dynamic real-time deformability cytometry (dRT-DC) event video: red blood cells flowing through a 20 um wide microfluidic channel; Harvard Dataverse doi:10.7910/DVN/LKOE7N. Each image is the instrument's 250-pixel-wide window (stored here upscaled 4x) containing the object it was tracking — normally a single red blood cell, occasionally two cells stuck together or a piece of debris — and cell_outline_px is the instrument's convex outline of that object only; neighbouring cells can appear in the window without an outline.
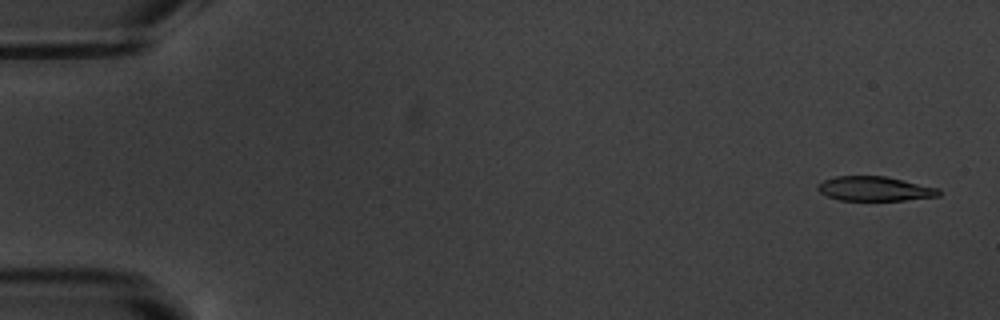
{"species": "common noctule bat (a hibernating species)", "species_latin": "Nyctalus noctula", "temperature_condition": "warm", "stored_images_in_passage": 4, "camera_frame_rate_fps": 3000, "um_per_image_px": 0.085, "animal": {"sex": "male", "body_mass_g": 20.1, "forearm_length_mm": 53.5}, "frame": {"image": 1, "passage_image": 1, "time_ms": 0.0, "image_size_px": [1000, 320], "cell_outline_px": [[940, 196], [904, 200], [840, 200], [828, 196], [820, 192], [816, 188], [816, 184], [824, 180], [836, 176], [884, 176], [940, 188]], "centroid_in_image_um": [74.34, 16.04], "position_along_channel_um": 10.7, "area_um2": 17.22}}